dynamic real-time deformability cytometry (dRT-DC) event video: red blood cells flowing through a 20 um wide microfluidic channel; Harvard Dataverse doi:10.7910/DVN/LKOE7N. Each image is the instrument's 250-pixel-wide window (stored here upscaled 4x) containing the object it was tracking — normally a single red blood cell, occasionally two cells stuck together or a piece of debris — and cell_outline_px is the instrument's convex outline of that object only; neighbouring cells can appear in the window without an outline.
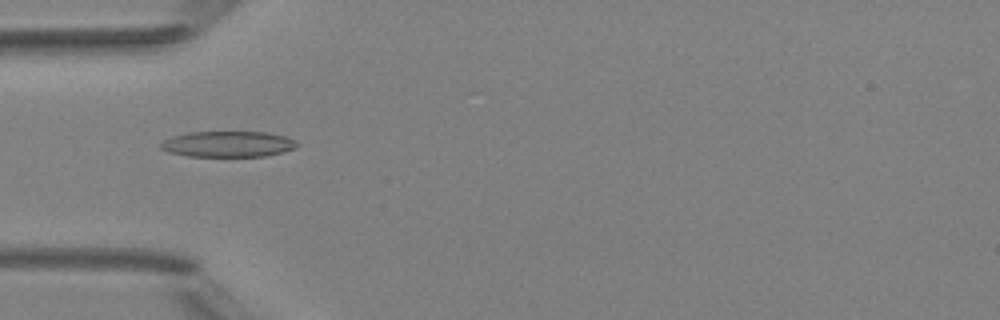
{"species": "Egyptian fruit bat (a non-hibernating species)", "species_latin": "Rousettus aegyptiacus", "temperature_condition": "room temperature", "stored_images_in_passage": 49, "camera_frame_rate_fps": 3000, "um_per_image_px": 0.085, "animal": {"sex": "female"}, "frame": {"image": 1, "passage_image": 16, "time_ms": 5.0, "image_size_px": [1000, 320], "cell_outline_px": [[300, 144], [296, 148], [284, 152], [264, 156], [188, 156], [168, 152], [160, 148], [160, 144], [164, 140], [172, 136], [188, 132], [268, 132], [284, 136], [296, 140]], "centroid_in_image_um": [19.41, 12.24], "position_along_channel_um": 65.6, "area_um2": 20.63}}
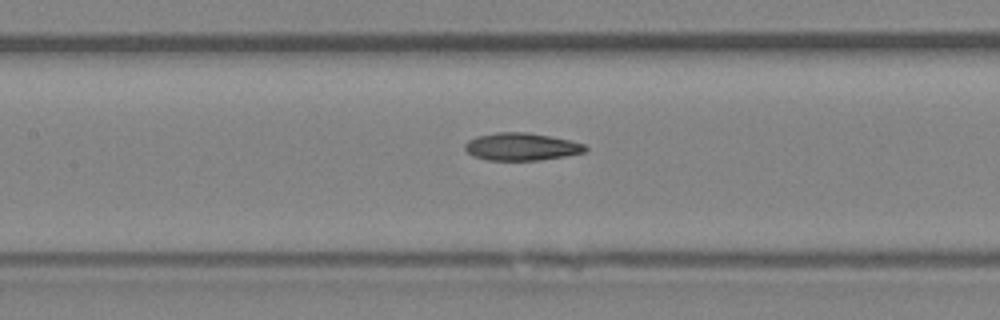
{"frame": {"image": 2, "passage_image": 23, "time_ms": 7.333, "image_size_px": [1000, 320], "cell_outline_px": [[588, 148], [584, 152], [564, 156], [540, 160], [488, 160], [472, 156], [464, 148], [464, 144], [468, 140], [476, 136], [496, 132], [524, 132], [548, 136], [568, 140], [584, 144]], "centroid_in_image_um": [44.27, 12.47], "position_along_channel_um": 163.1, "area_um2": 19.19}}
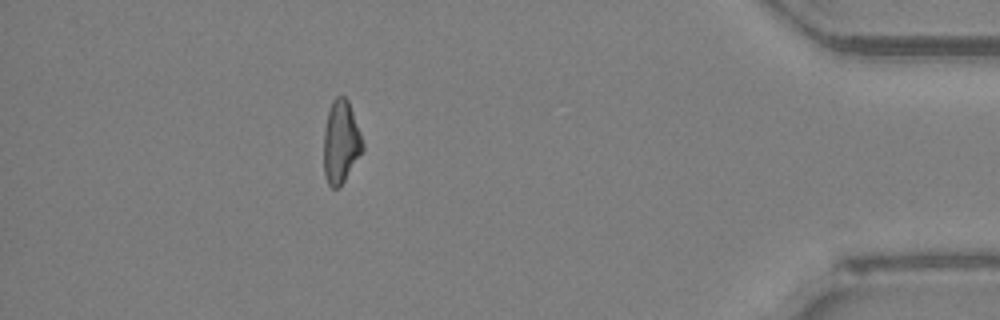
{"frame": {"image": 3, "passage_image": 44, "time_ms": 14.333, "image_size_px": [1000, 320], "cell_outline_px": [[364, 148], [340, 188], [332, 188], [328, 184], [324, 176], [324, 128], [328, 112], [332, 100], [336, 96], [344, 96], [348, 100], [360, 132], [364, 144]], "centroid_in_image_um": [28.96, 12.09], "position_along_channel_um": 406.2, "area_um2": 18.79}, "authors_computed_cell_mechanics": {"area_um2": 19.4786, "velocity_mm_per_s": 4.218, "shape_relaxation_time_tau1_ms": null, "shape_relaxation_time_tau2_ms": 8.064, "deformation_change_tau1": null, "deformation_change_tau2": 0.184}}